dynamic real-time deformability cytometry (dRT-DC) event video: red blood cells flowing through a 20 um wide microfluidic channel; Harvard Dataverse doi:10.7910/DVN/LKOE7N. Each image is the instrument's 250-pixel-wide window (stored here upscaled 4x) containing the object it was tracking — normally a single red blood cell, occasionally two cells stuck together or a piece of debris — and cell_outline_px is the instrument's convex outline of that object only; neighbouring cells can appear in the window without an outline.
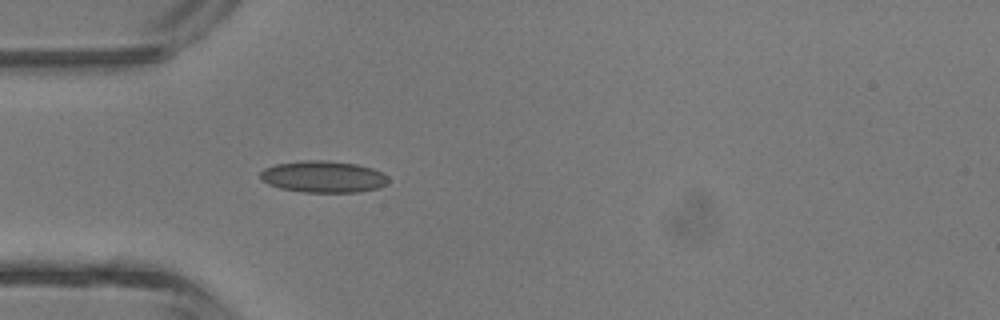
{"species": "common noctule bat (a hibernating species)", "species_latin": "Nyctalus noctula", "temperature_condition": "room temperature", "stored_images_in_passage": 3, "camera_frame_rate_fps": 3000, "um_per_image_px": 0.085, "animal": {"sex": "male", "body_mass_g": 13.3}, "frame": {"image": 1, "passage_image": 3, "time_ms": 2.333, "image_size_px": [1000, 320], "cell_outline_px": [[388, 180], [384, 184], [376, 188], [360, 192], [304, 192], [280, 188], [268, 184], [260, 180], [260, 172], [264, 168], [276, 164], [300, 160], [328, 160], [356, 164], [372, 168], [388, 176]], "centroid_in_image_um": [27.43, 15.01], "position_along_channel_um": 57.6, "area_um2": 23.64}}